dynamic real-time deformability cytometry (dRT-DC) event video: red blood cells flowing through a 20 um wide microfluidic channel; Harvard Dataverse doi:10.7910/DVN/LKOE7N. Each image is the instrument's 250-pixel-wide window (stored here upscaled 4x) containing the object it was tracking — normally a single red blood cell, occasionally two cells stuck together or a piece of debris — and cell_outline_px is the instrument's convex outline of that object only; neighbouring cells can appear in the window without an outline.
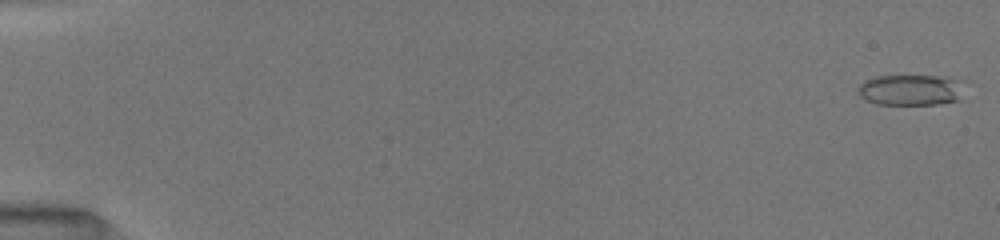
{"species": "common noctule bat (a hibernating species)", "species_latin": "Nyctalus noctula", "temperature_condition": "room temperature", "stored_images_in_passage": 30, "camera_frame_rate_fps": 3000, "um_per_image_px": 0.085, "animal": {"sex": "female", "body_mass_g": 19.5, "forearm_length_mm": 54.1}, "frame": {"image": 1, "passage_image": 1, "time_ms": 0.0, "image_size_px": [1000, 240], "cell_outline_px": [[972, 80], [960, 100], [940, 104], [876, 104], [860, 96], [856, 92], [860, 84], [864, 80], [876, 76], [948, 76]], "centroid_in_image_um": [77.61, 7.62], "position_along_channel_um": 7.4, "area_um2": 20.17}}
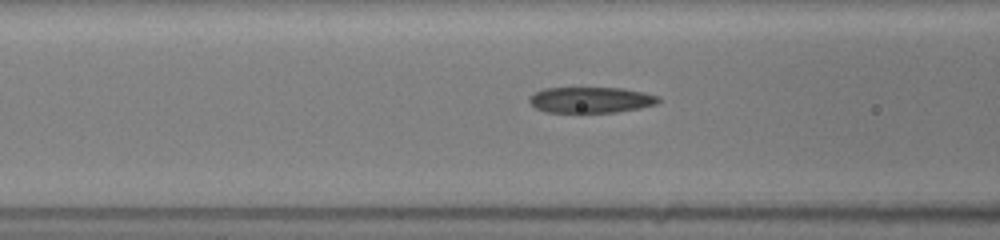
{"frame": {"image": 2, "passage_image": 16, "time_ms": 7.0, "image_size_px": [1000, 240], "cell_outline_px": [[660, 100], [656, 104], [640, 108], [616, 112], [544, 112], [536, 108], [528, 100], [528, 96], [544, 88], [624, 88], [644, 92], [660, 96]], "centroid_in_image_um": [50.23, 8.49], "position_along_channel_um": 116.4, "area_um2": 19.54}}
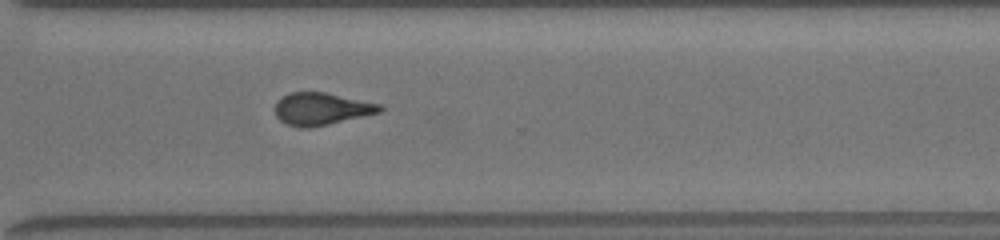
{"frame": {"image": 3, "passage_image": 30, "time_ms": 12.667, "image_size_px": [1000, 240], "cell_outline_px": [[384, 108], [380, 112], [328, 124], [308, 128], [300, 128], [288, 124], [280, 120], [276, 116], [276, 100], [280, 96], [292, 92], [324, 92], [380, 104]], "centroid_in_image_um": [27.28, 9.25], "position_along_channel_um": 343.3, "area_um2": 19.54}}